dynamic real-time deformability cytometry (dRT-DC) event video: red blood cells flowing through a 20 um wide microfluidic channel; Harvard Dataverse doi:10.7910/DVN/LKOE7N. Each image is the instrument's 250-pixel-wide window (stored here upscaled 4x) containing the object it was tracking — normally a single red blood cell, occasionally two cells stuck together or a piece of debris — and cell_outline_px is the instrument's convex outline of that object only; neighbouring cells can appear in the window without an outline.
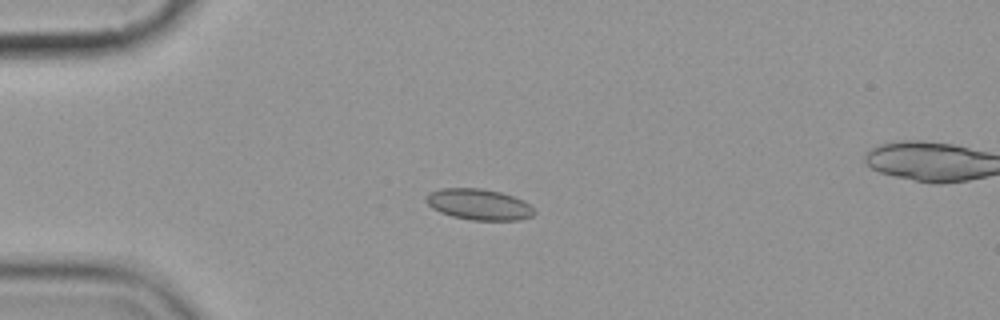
{"species": "common noctule bat (a hibernating species)", "species_latin": "Nyctalus noctula", "temperature_condition": "cold", "stored_images_in_passage": 6, "camera_frame_rate_fps": 3000, "um_per_image_px": 0.085, "animal": {"sex": "female", "body_mass_g": 19.9}, "frame": {"image": 1, "passage_image": 4, "time_ms": 4.333, "image_size_px": [1000, 320], "cell_outline_px": [[536, 212], [532, 216], [520, 220], [472, 220], [452, 216], [440, 212], [432, 208], [424, 200], [424, 196], [440, 188], [480, 188], [500, 192], [524, 200]], "centroid_in_image_um": [40.69, 17.37], "position_along_channel_um": 44.3, "area_um2": 19.54}}
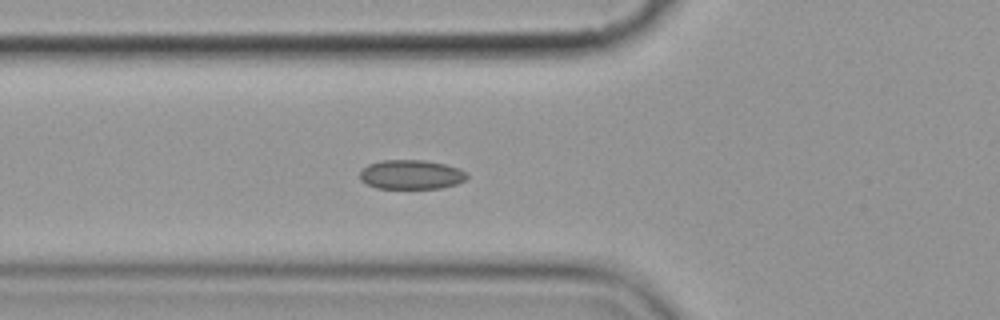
{"frame": {"image": 2, "passage_image": 6, "time_ms": 6.333, "image_size_px": [1000, 320], "cell_outline_px": [[468, 176], [464, 180], [456, 184], [440, 188], [376, 188], [360, 180], [360, 172], [368, 164], [380, 160], [424, 160], [444, 164], [460, 168], [468, 172]], "centroid_in_image_um": [34.96, 14.83], "position_along_channel_um": 90.8, "area_um2": 18.32}}